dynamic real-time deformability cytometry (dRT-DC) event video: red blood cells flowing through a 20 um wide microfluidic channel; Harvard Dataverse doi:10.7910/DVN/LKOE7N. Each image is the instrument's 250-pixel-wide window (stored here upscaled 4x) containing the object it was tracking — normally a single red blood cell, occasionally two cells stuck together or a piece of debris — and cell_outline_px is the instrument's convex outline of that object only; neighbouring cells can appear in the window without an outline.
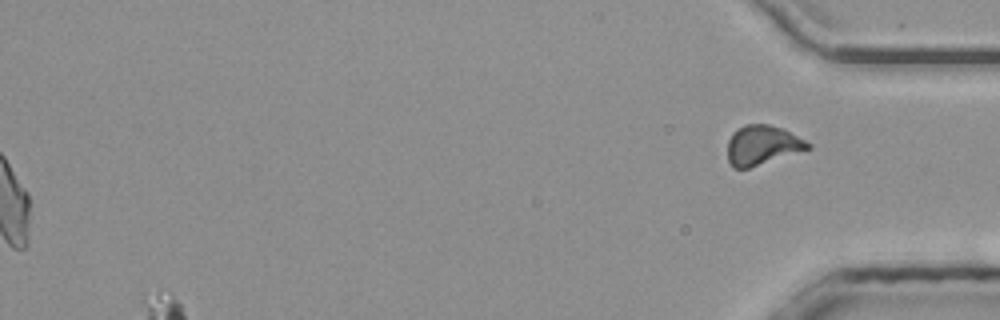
{"species": "common noctule bat (a hibernating species)", "species_latin": "Nyctalus noctula", "temperature_condition": "room temperature", "stored_images_in_passage": 53, "segment_of_instrument_passage": [2, 2], "camera_frame_rate_fps": 3000, "um_per_image_px": 0.085, "animal": {"sex": "male", "body_mass_g": 20.4}, "frame": {"image": 1, "passage_image": 53, "time_ms": 17.333, "image_size_px": [1000, 320], "cell_outline_px": [[812, 148], [748, 168], [732, 168], [728, 160], [728, 140], [732, 132], [736, 128], [744, 124], [768, 124], [784, 128], [812, 144]], "centroid_in_image_um": [64.79, 12.32], "position_along_channel_um": 370.4, "area_um2": 18.67}}